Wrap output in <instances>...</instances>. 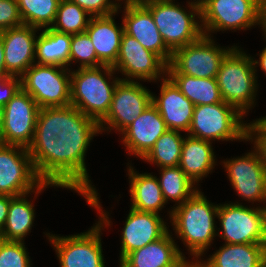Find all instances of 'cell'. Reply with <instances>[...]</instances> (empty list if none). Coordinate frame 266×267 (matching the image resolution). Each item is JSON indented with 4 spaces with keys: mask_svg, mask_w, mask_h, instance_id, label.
Listing matches in <instances>:
<instances>
[{
    "mask_svg": "<svg viewBox=\"0 0 266 267\" xmlns=\"http://www.w3.org/2000/svg\"><path fill=\"white\" fill-rule=\"evenodd\" d=\"M100 133L99 123L72 105L40 108L28 147L39 178L84 198L95 192L85 155L93 137Z\"/></svg>",
    "mask_w": 266,
    "mask_h": 267,
    "instance_id": "1",
    "label": "cell"
},
{
    "mask_svg": "<svg viewBox=\"0 0 266 267\" xmlns=\"http://www.w3.org/2000/svg\"><path fill=\"white\" fill-rule=\"evenodd\" d=\"M171 208L168 212L177 238L182 240L193 260L198 261L217 236L215 218L219 205L210 203L198 190L181 205Z\"/></svg>",
    "mask_w": 266,
    "mask_h": 267,
    "instance_id": "2",
    "label": "cell"
},
{
    "mask_svg": "<svg viewBox=\"0 0 266 267\" xmlns=\"http://www.w3.org/2000/svg\"><path fill=\"white\" fill-rule=\"evenodd\" d=\"M98 194L96 190L85 197L88 205L100 213L99 221L91 229L69 236L45 233L53 244L60 267H106L102 254L101 231L104 226H111V221L109 212L102 210Z\"/></svg>",
    "mask_w": 266,
    "mask_h": 267,
    "instance_id": "3",
    "label": "cell"
},
{
    "mask_svg": "<svg viewBox=\"0 0 266 267\" xmlns=\"http://www.w3.org/2000/svg\"><path fill=\"white\" fill-rule=\"evenodd\" d=\"M115 72L107 65L72 69L70 105L100 123L108 114L116 85L121 81L112 77Z\"/></svg>",
    "mask_w": 266,
    "mask_h": 267,
    "instance_id": "4",
    "label": "cell"
},
{
    "mask_svg": "<svg viewBox=\"0 0 266 267\" xmlns=\"http://www.w3.org/2000/svg\"><path fill=\"white\" fill-rule=\"evenodd\" d=\"M142 4L151 12L164 43L172 53L204 35L201 21L199 22L200 4L194 0L188 1L190 10L187 12V8L173 0H146Z\"/></svg>",
    "mask_w": 266,
    "mask_h": 267,
    "instance_id": "5",
    "label": "cell"
},
{
    "mask_svg": "<svg viewBox=\"0 0 266 267\" xmlns=\"http://www.w3.org/2000/svg\"><path fill=\"white\" fill-rule=\"evenodd\" d=\"M256 72L250 54L236 46L224 58L216 76L223 101L243 115L255 105L259 88Z\"/></svg>",
    "mask_w": 266,
    "mask_h": 267,
    "instance_id": "6",
    "label": "cell"
},
{
    "mask_svg": "<svg viewBox=\"0 0 266 267\" xmlns=\"http://www.w3.org/2000/svg\"><path fill=\"white\" fill-rule=\"evenodd\" d=\"M243 117V114L226 102L197 105L194 106L187 135L209 142L247 141L248 123H244Z\"/></svg>",
    "mask_w": 266,
    "mask_h": 267,
    "instance_id": "7",
    "label": "cell"
},
{
    "mask_svg": "<svg viewBox=\"0 0 266 267\" xmlns=\"http://www.w3.org/2000/svg\"><path fill=\"white\" fill-rule=\"evenodd\" d=\"M56 185L43 182L36 173L28 149L0 143V194L12 197L35 193Z\"/></svg>",
    "mask_w": 266,
    "mask_h": 267,
    "instance_id": "8",
    "label": "cell"
},
{
    "mask_svg": "<svg viewBox=\"0 0 266 267\" xmlns=\"http://www.w3.org/2000/svg\"><path fill=\"white\" fill-rule=\"evenodd\" d=\"M263 0H204L200 3L203 33L248 30L260 25Z\"/></svg>",
    "mask_w": 266,
    "mask_h": 267,
    "instance_id": "9",
    "label": "cell"
},
{
    "mask_svg": "<svg viewBox=\"0 0 266 267\" xmlns=\"http://www.w3.org/2000/svg\"><path fill=\"white\" fill-rule=\"evenodd\" d=\"M21 88L40 108L71 104V69L34 63L21 76Z\"/></svg>",
    "mask_w": 266,
    "mask_h": 267,
    "instance_id": "10",
    "label": "cell"
},
{
    "mask_svg": "<svg viewBox=\"0 0 266 267\" xmlns=\"http://www.w3.org/2000/svg\"><path fill=\"white\" fill-rule=\"evenodd\" d=\"M216 45L214 39L203 35L172 53L167 74H185L197 78H216L224 58L235 48Z\"/></svg>",
    "mask_w": 266,
    "mask_h": 267,
    "instance_id": "11",
    "label": "cell"
},
{
    "mask_svg": "<svg viewBox=\"0 0 266 267\" xmlns=\"http://www.w3.org/2000/svg\"><path fill=\"white\" fill-rule=\"evenodd\" d=\"M265 206L249 207L239 202L220 204L217 236L227 244H264ZM220 231V232H219Z\"/></svg>",
    "mask_w": 266,
    "mask_h": 267,
    "instance_id": "12",
    "label": "cell"
},
{
    "mask_svg": "<svg viewBox=\"0 0 266 267\" xmlns=\"http://www.w3.org/2000/svg\"><path fill=\"white\" fill-rule=\"evenodd\" d=\"M152 94L138 81L121 80L116 85L108 114L99 123L101 134L111 129L122 133L152 104Z\"/></svg>",
    "mask_w": 266,
    "mask_h": 267,
    "instance_id": "13",
    "label": "cell"
},
{
    "mask_svg": "<svg viewBox=\"0 0 266 267\" xmlns=\"http://www.w3.org/2000/svg\"><path fill=\"white\" fill-rule=\"evenodd\" d=\"M125 78L122 81H155L167 76V64L157 55L144 48L134 37L122 35L120 51L112 66Z\"/></svg>",
    "mask_w": 266,
    "mask_h": 267,
    "instance_id": "14",
    "label": "cell"
},
{
    "mask_svg": "<svg viewBox=\"0 0 266 267\" xmlns=\"http://www.w3.org/2000/svg\"><path fill=\"white\" fill-rule=\"evenodd\" d=\"M221 163L234 191L243 200L266 203V167L255 146L253 151Z\"/></svg>",
    "mask_w": 266,
    "mask_h": 267,
    "instance_id": "15",
    "label": "cell"
},
{
    "mask_svg": "<svg viewBox=\"0 0 266 267\" xmlns=\"http://www.w3.org/2000/svg\"><path fill=\"white\" fill-rule=\"evenodd\" d=\"M39 109L35 100L20 88L4 106V124L0 143L28 149L34 138Z\"/></svg>",
    "mask_w": 266,
    "mask_h": 267,
    "instance_id": "16",
    "label": "cell"
},
{
    "mask_svg": "<svg viewBox=\"0 0 266 267\" xmlns=\"http://www.w3.org/2000/svg\"><path fill=\"white\" fill-rule=\"evenodd\" d=\"M166 224L160 214L130 208L122 229L119 261L134 250L162 238L170 231Z\"/></svg>",
    "mask_w": 266,
    "mask_h": 267,
    "instance_id": "17",
    "label": "cell"
},
{
    "mask_svg": "<svg viewBox=\"0 0 266 267\" xmlns=\"http://www.w3.org/2000/svg\"><path fill=\"white\" fill-rule=\"evenodd\" d=\"M124 32L134 37L144 48L157 54L167 65L172 52L167 48L151 12L142 3L124 4Z\"/></svg>",
    "mask_w": 266,
    "mask_h": 267,
    "instance_id": "18",
    "label": "cell"
},
{
    "mask_svg": "<svg viewBox=\"0 0 266 267\" xmlns=\"http://www.w3.org/2000/svg\"><path fill=\"white\" fill-rule=\"evenodd\" d=\"M29 25L0 31L2 35L5 69L12 77H21L35 62L36 32Z\"/></svg>",
    "mask_w": 266,
    "mask_h": 267,
    "instance_id": "19",
    "label": "cell"
},
{
    "mask_svg": "<svg viewBox=\"0 0 266 267\" xmlns=\"http://www.w3.org/2000/svg\"><path fill=\"white\" fill-rule=\"evenodd\" d=\"M161 82L160 96L152 94V104L162 116L168 130L188 133L195 105L183 95L168 76L161 79Z\"/></svg>",
    "mask_w": 266,
    "mask_h": 267,
    "instance_id": "20",
    "label": "cell"
},
{
    "mask_svg": "<svg viewBox=\"0 0 266 267\" xmlns=\"http://www.w3.org/2000/svg\"><path fill=\"white\" fill-rule=\"evenodd\" d=\"M167 130L162 116L151 104L120 134H122V143L126 146L128 154L142 159Z\"/></svg>",
    "mask_w": 266,
    "mask_h": 267,
    "instance_id": "21",
    "label": "cell"
},
{
    "mask_svg": "<svg viewBox=\"0 0 266 267\" xmlns=\"http://www.w3.org/2000/svg\"><path fill=\"white\" fill-rule=\"evenodd\" d=\"M168 231L162 238L129 253L120 267H182L186 257Z\"/></svg>",
    "mask_w": 266,
    "mask_h": 267,
    "instance_id": "22",
    "label": "cell"
},
{
    "mask_svg": "<svg viewBox=\"0 0 266 267\" xmlns=\"http://www.w3.org/2000/svg\"><path fill=\"white\" fill-rule=\"evenodd\" d=\"M115 14L92 16L86 32L91 38L98 60L107 66H113L119 55L124 25L117 26Z\"/></svg>",
    "mask_w": 266,
    "mask_h": 267,
    "instance_id": "23",
    "label": "cell"
},
{
    "mask_svg": "<svg viewBox=\"0 0 266 267\" xmlns=\"http://www.w3.org/2000/svg\"><path fill=\"white\" fill-rule=\"evenodd\" d=\"M214 154L212 142L186 135L178 166L195 185H198L197 183L215 168Z\"/></svg>",
    "mask_w": 266,
    "mask_h": 267,
    "instance_id": "24",
    "label": "cell"
},
{
    "mask_svg": "<svg viewBox=\"0 0 266 267\" xmlns=\"http://www.w3.org/2000/svg\"><path fill=\"white\" fill-rule=\"evenodd\" d=\"M264 250V244L225 243L206 261L197 262L202 267H263Z\"/></svg>",
    "mask_w": 266,
    "mask_h": 267,
    "instance_id": "25",
    "label": "cell"
},
{
    "mask_svg": "<svg viewBox=\"0 0 266 267\" xmlns=\"http://www.w3.org/2000/svg\"><path fill=\"white\" fill-rule=\"evenodd\" d=\"M131 207L138 211L159 212L166 201L163 197L158 179L152 173H137L132 166L128 167Z\"/></svg>",
    "mask_w": 266,
    "mask_h": 267,
    "instance_id": "26",
    "label": "cell"
},
{
    "mask_svg": "<svg viewBox=\"0 0 266 267\" xmlns=\"http://www.w3.org/2000/svg\"><path fill=\"white\" fill-rule=\"evenodd\" d=\"M71 34L45 28L37 36L35 62L40 65L70 66Z\"/></svg>",
    "mask_w": 266,
    "mask_h": 267,
    "instance_id": "27",
    "label": "cell"
},
{
    "mask_svg": "<svg viewBox=\"0 0 266 267\" xmlns=\"http://www.w3.org/2000/svg\"><path fill=\"white\" fill-rule=\"evenodd\" d=\"M27 193L10 200L8 215L0 239L5 241H24L31 232L34 220V205L27 199Z\"/></svg>",
    "mask_w": 266,
    "mask_h": 267,
    "instance_id": "28",
    "label": "cell"
},
{
    "mask_svg": "<svg viewBox=\"0 0 266 267\" xmlns=\"http://www.w3.org/2000/svg\"><path fill=\"white\" fill-rule=\"evenodd\" d=\"M195 106L224 102L216 78H197L185 74H167Z\"/></svg>",
    "mask_w": 266,
    "mask_h": 267,
    "instance_id": "29",
    "label": "cell"
},
{
    "mask_svg": "<svg viewBox=\"0 0 266 267\" xmlns=\"http://www.w3.org/2000/svg\"><path fill=\"white\" fill-rule=\"evenodd\" d=\"M160 171L157 179L166 203L172 200L179 206L199 190L179 166L164 167Z\"/></svg>",
    "mask_w": 266,
    "mask_h": 267,
    "instance_id": "30",
    "label": "cell"
},
{
    "mask_svg": "<svg viewBox=\"0 0 266 267\" xmlns=\"http://www.w3.org/2000/svg\"><path fill=\"white\" fill-rule=\"evenodd\" d=\"M180 132L167 130L157 139L155 145L142 159L157 165L159 169L178 166L184 140Z\"/></svg>",
    "mask_w": 266,
    "mask_h": 267,
    "instance_id": "31",
    "label": "cell"
},
{
    "mask_svg": "<svg viewBox=\"0 0 266 267\" xmlns=\"http://www.w3.org/2000/svg\"><path fill=\"white\" fill-rule=\"evenodd\" d=\"M61 0H17L24 25L38 29L50 28Z\"/></svg>",
    "mask_w": 266,
    "mask_h": 267,
    "instance_id": "32",
    "label": "cell"
},
{
    "mask_svg": "<svg viewBox=\"0 0 266 267\" xmlns=\"http://www.w3.org/2000/svg\"><path fill=\"white\" fill-rule=\"evenodd\" d=\"M92 16L71 0H61L51 29L66 34L86 31Z\"/></svg>",
    "mask_w": 266,
    "mask_h": 267,
    "instance_id": "33",
    "label": "cell"
},
{
    "mask_svg": "<svg viewBox=\"0 0 266 267\" xmlns=\"http://www.w3.org/2000/svg\"><path fill=\"white\" fill-rule=\"evenodd\" d=\"M80 62V68L99 67L103 64L98 60L95 48L87 32L73 34L71 37L70 65Z\"/></svg>",
    "mask_w": 266,
    "mask_h": 267,
    "instance_id": "34",
    "label": "cell"
},
{
    "mask_svg": "<svg viewBox=\"0 0 266 267\" xmlns=\"http://www.w3.org/2000/svg\"><path fill=\"white\" fill-rule=\"evenodd\" d=\"M24 241L0 239V267H32Z\"/></svg>",
    "mask_w": 266,
    "mask_h": 267,
    "instance_id": "35",
    "label": "cell"
},
{
    "mask_svg": "<svg viewBox=\"0 0 266 267\" xmlns=\"http://www.w3.org/2000/svg\"><path fill=\"white\" fill-rule=\"evenodd\" d=\"M22 25L17 0H0V31Z\"/></svg>",
    "mask_w": 266,
    "mask_h": 267,
    "instance_id": "36",
    "label": "cell"
},
{
    "mask_svg": "<svg viewBox=\"0 0 266 267\" xmlns=\"http://www.w3.org/2000/svg\"><path fill=\"white\" fill-rule=\"evenodd\" d=\"M91 16H106L118 13L122 8L114 0H71ZM120 8V9H119Z\"/></svg>",
    "mask_w": 266,
    "mask_h": 267,
    "instance_id": "37",
    "label": "cell"
},
{
    "mask_svg": "<svg viewBox=\"0 0 266 267\" xmlns=\"http://www.w3.org/2000/svg\"><path fill=\"white\" fill-rule=\"evenodd\" d=\"M247 141L253 142L258 149L266 167V119L261 117L248 123Z\"/></svg>",
    "mask_w": 266,
    "mask_h": 267,
    "instance_id": "38",
    "label": "cell"
},
{
    "mask_svg": "<svg viewBox=\"0 0 266 267\" xmlns=\"http://www.w3.org/2000/svg\"><path fill=\"white\" fill-rule=\"evenodd\" d=\"M21 88V77L0 76V105L5 106Z\"/></svg>",
    "mask_w": 266,
    "mask_h": 267,
    "instance_id": "39",
    "label": "cell"
},
{
    "mask_svg": "<svg viewBox=\"0 0 266 267\" xmlns=\"http://www.w3.org/2000/svg\"><path fill=\"white\" fill-rule=\"evenodd\" d=\"M12 196L0 194V234L5 225Z\"/></svg>",
    "mask_w": 266,
    "mask_h": 267,
    "instance_id": "40",
    "label": "cell"
},
{
    "mask_svg": "<svg viewBox=\"0 0 266 267\" xmlns=\"http://www.w3.org/2000/svg\"><path fill=\"white\" fill-rule=\"evenodd\" d=\"M252 60L254 67L256 68L259 65L260 69L264 71L263 73L266 75V47L259 53V60H255L253 57Z\"/></svg>",
    "mask_w": 266,
    "mask_h": 267,
    "instance_id": "41",
    "label": "cell"
},
{
    "mask_svg": "<svg viewBox=\"0 0 266 267\" xmlns=\"http://www.w3.org/2000/svg\"><path fill=\"white\" fill-rule=\"evenodd\" d=\"M0 76H10L5 69V54L2 41V35L0 33Z\"/></svg>",
    "mask_w": 266,
    "mask_h": 267,
    "instance_id": "42",
    "label": "cell"
},
{
    "mask_svg": "<svg viewBox=\"0 0 266 267\" xmlns=\"http://www.w3.org/2000/svg\"><path fill=\"white\" fill-rule=\"evenodd\" d=\"M260 27L263 29L264 38L266 40V0H263L261 5V17H260Z\"/></svg>",
    "mask_w": 266,
    "mask_h": 267,
    "instance_id": "43",
    "label": "cell"
},
{
    "mask_svg": "<svg viewBox=\"0 0 266 267\" xmlns=\"http://www.w3.org/2000/svg\"><path fill=\"white\" fill-rule=\"evenodd\" d=\"M4 124V106L0 105V135Z\"/></svg>",
    "mask_w": 266,
    "mask_h": 267,
    "instance_id": "44",
    "label": "cell"
},
{
    "mask_svg": "<svg viewBox=\"0 0 266 267\" xmlns=\"http://www.w3.org/2000/svg\"><path fill=\"white\" fill-rule=\"evenodd\" d=\"M182 267H202L197 261H187Z\"/></svg>",
    "mask_w": 266,
    "mask_h": 267,
    "instance_id": "45",
    "label": "cell"
},
{
    "mask_svg": "<svg viewBox=\"0 0 266 267\" xmlns=\"http://www.w3.org/2000/svg\"><path fill=\"white\" fill-rule=\"evenodd\" d=\"M264 212H265V236H264V245L266 246V205L264 207Z\"/></svg>",
    "mask_w": 266,
    "mask_h": 267,
    "instance_id": "46",
    "label": "cell"
},
{
    "mask_svg": "<svg viewBox=\"0 0 266 267\" xmlns=\"http://www.w3.org/2000/svg\"><path fill=\"white\" fill-rule=\"evenodd\" d=\"M117 1H119V2H118V5L121 6L122 4L120 3V1H122V0H117ZM123 1H124V0H123ZM115 2H116V0H115ZM128 3H132V0H125V1H124V4H128Z\"/></svg>",
    "mask_w": 266,
    "mask_h": 267,
    "instance_id": "47",
    "label": "cell"
},
{
    "mask_svg": "<svg viewBox=\"0 0 266 267\" xmlns=\"http://www.w3.org/2000/svg\"><path fill=\"white\" fill-rule=\"evenodd\" d=\"M263 267H266V246L264 250V262H263Z\"/></svg>",
    "mask_w": 266,
    "mask_h": 267,
    "instance_id": "48",
    "label": "cell"
},
{
    "mask_svg": "<svg viewBox=\"0 0 266 267\" xmlns=\"http://www.w3.org/2000/svg\"><path fill=\"white\" fill-rule=\"evenodd\" d=\"M144 1H146V0H135V3H142Z\"/></svg>",
    "mask_w": 266,
    "mask_h": 267,
    "instance_id": "49",
    "label": "cell"
},
{
    "mask_svg": "<svg viewBox=\"0 0 266 267\" xmlns=\"http://www.w3.org/2000/svg\"><path fill=\"white\" fill-rule=\"evenodd\" d=\"M196 3H202L204 0H194Z\"/></svg>",
    "mask_w": 266,
    "mask_h": 267,
    "instance_id": "50",
    "label": "cell"
}]
</instances>
